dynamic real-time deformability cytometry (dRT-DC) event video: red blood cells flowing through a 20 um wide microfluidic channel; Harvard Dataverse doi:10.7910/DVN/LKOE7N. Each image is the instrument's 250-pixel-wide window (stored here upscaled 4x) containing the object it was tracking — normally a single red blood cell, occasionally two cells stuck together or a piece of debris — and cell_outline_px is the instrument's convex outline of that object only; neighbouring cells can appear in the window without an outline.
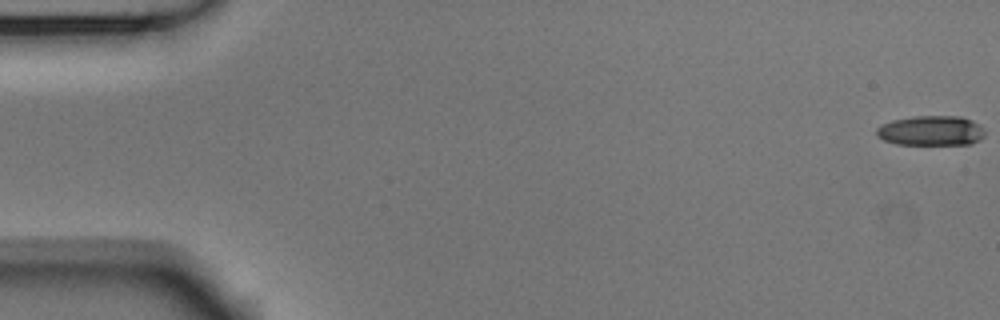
{"species": "Egyptian fruit bat (a non-hibernating species)", "species_latin": "Rousettus aegyptiacus", "temperature_condition": "room temperature", "stored_images_in_passage": 9, "camera_frame_rate_fps": 3000, "um_per_image_px": 0.085, "animal": {"sex": "male"}, "frame": {"image": 1, "passage_image": 1, "time_ms": 0.0, "image_size_px": [1000, 320], "cell_outline_px": [[984, 136], [980, 140], [972, 144], [896, 144], [884, 140], [876, 136], [876, 128], [880, 124], [892, 120], [912, 116], [960, 116], [972, 120], [980, 124], [984, 128]], "centroid_in_image_um": [79.14, 11.1], "position_along_channel_um": 5.9, "area_um2": 19.13}}